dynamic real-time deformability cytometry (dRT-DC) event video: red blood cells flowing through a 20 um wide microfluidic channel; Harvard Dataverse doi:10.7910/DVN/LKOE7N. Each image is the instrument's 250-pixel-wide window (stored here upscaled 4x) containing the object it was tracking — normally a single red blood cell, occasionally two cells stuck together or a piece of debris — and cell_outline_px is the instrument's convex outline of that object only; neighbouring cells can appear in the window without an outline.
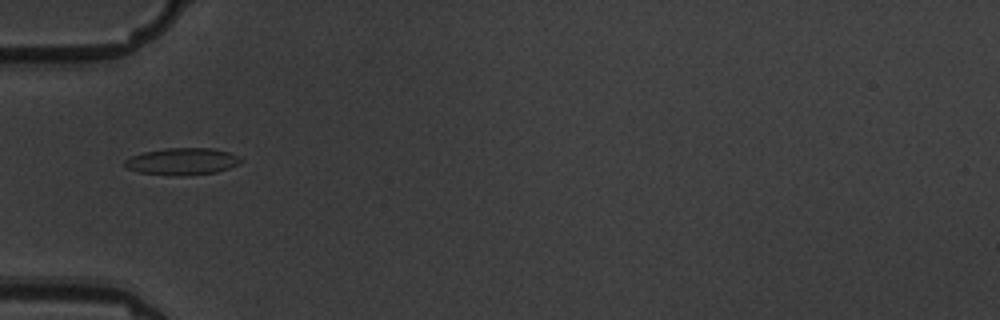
{"species": "common noctule bat (a hibernating species)", "species_latin": "Nyctalus noctula", "temperature_condition": "warm", "stored_images_in_passage": 5, "camera_frame_rate_fps": 3000, "um_per_image_px": 0.085, "animal": {"sex": "male", "body_mass_g": 19.5, "forearm_length_mm": 54.6}, "frame": {"image": 1, "passage_image": 3, "time_ms": 3.0, "image_size_px": [1000, 320], "cell_outline_px": [[244, 160], [228, 168], [216, 172], [180, 176], [172, 176], [140, 172], [128, 168], [124, 164], [124, 160], [132, 156], [144, 152], [164, 148], [212, 148], [228, 152]], "centroid_in_image_um": [15.46, 13.72], "position_along_channel_um": 69.5, "area_um2": 18.03}}
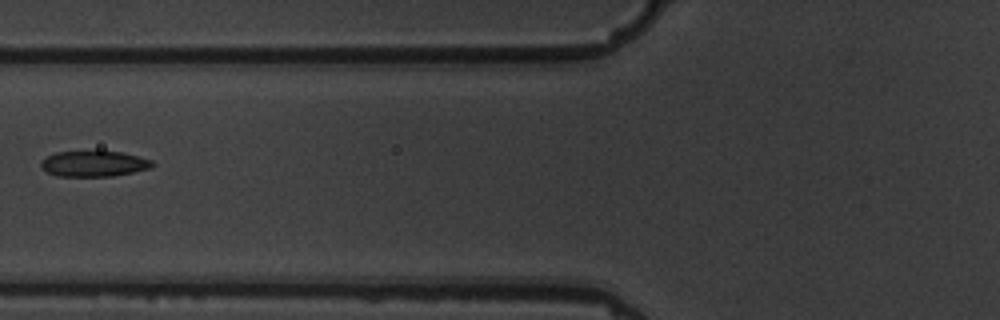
{"frame": {"image": 2, "passage_image": 4, "time_ms": 4.333, "image_size_px": [1000, 320], "cell_outline_px": [[156, 164], [152, 168], [112, 176], [56, 176], [40, 168], [40, 164], [48, 156], [56, 152], [124, 152], [152, 160]], "centroid_in_image_um": [8.02, 13.93], "position_along_channel_um": 117.8, "area_um2": 16.53}}
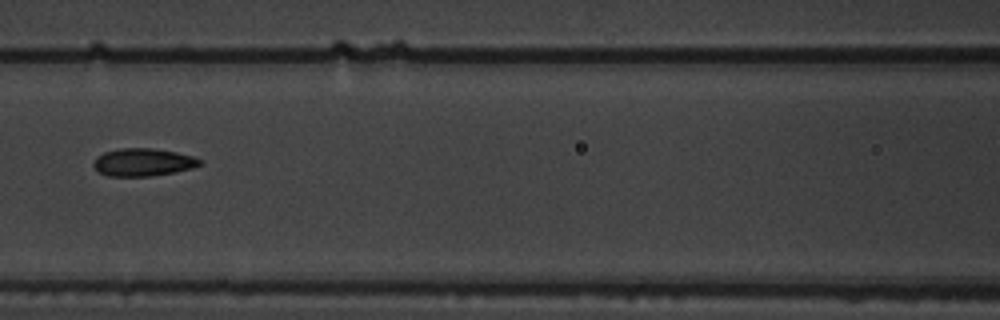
{"frame": {"image": 3, "passage_image": 5, "time_ms": 5.333, "image_size_px": [1000, 320], "cell_outline_px": [[204, 160], [200, 164], [192, 168], [176, 172], [152, 176], [108, 176], [96, 172], [92, 164], [96, 156], [104, 152], [120, 148], [152, 148], [176, 152], [192, 156]], "centroid_in_image_um": [12.13, 13.79], "position_along_channel_um": 154.5, "area_um2": 17.4}}